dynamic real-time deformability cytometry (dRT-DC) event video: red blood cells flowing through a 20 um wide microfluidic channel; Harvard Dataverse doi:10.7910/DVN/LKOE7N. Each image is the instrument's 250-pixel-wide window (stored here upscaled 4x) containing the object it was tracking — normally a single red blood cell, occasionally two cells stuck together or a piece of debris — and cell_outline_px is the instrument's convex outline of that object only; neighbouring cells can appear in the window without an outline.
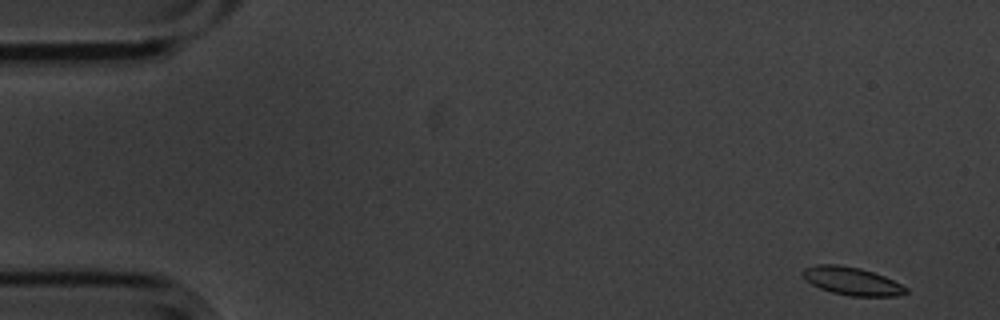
{"species": "common noctule bat (a hibernating species)", "species_latin": "Nyctalus noctula", "temperature_condition": "cold", "stored_images_in_passage": 12, "camera_frame_rate_fps": 3000, "um_per_image_px": 0.085, "animal": {"sex": "male", "body_mass_g": 20.1, "forearm_length_mm": 53.5}, "frame": {"image": 1, "passage_image": 1, "time_ms": 0.0, "image_size_px": [1000, 320], "cell_outline_px": [[908, 292], [896, 296], [852, 296], [832, 292], [820, 288], [812, 284], [800, 272], [804, 268], [816, 264], [836, 264], [860, 268], [884, 276], [908, 288]], "centroid_in_image_um": [72.4, 23.89], "position_along_channel_um": 12.6, "area_um2": 16.65}}